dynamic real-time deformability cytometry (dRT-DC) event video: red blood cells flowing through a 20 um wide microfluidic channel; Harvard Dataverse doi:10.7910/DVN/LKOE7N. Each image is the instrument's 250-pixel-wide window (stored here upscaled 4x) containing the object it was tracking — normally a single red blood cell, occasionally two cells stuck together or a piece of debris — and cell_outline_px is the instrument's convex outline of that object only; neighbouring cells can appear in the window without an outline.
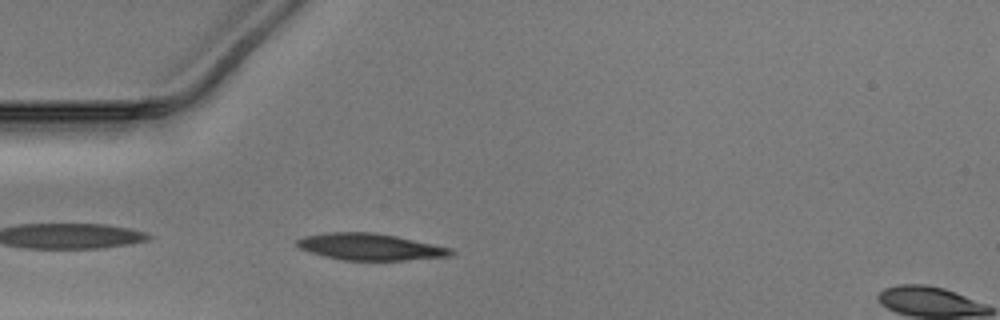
{"species": "Egyptian fruit bat (a non-hibernating species)", "species_latin": "Rousettus aegyptiacus", "temperature_condition": "warm", "stored_images_in_passage": 10, "camera_frame_rate_fps": 3000, "um_per_image_px": 0.085, "animal": {"sex": "male"}, "frame": {"image": 1, "passage_image": 2, "time_ms": 0.333, "image_size_px": [1000, 320], "cell_outline_px": [[456, 252], [452, 256], [404, 260], [344, 260], [324, 256], [300, 248], [296, 244], [296, 240], [304, 236], [324, 232], [376, 232], [396, 236], [452, 248]], "centroid_in_image_um": [31.48, 20.97], "position_along_channel_um": 53.5, "area_um2": 23.93}}
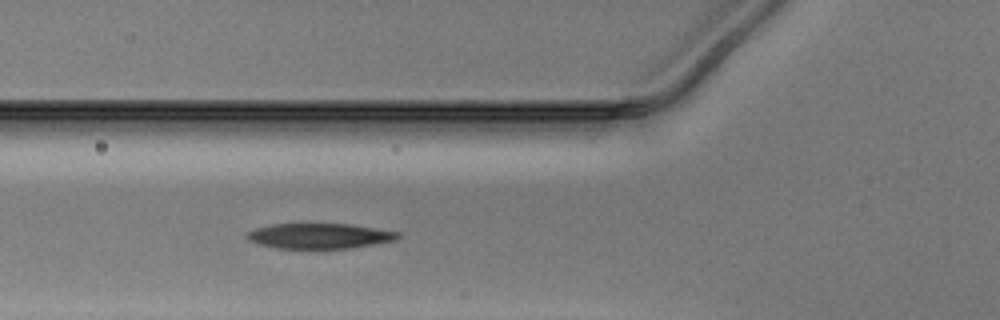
{"frame": {"image": 2, "passage_image": 6, "time_ms": 1.667, "image_size_px": [1000, 320], "cell_outline_px": [[400, 236], [396, 240], [352, 248], [276, 248], [260, 244], [248, 240], [244, 236], [248, 232], [256, 228], [272, 224], [352, 224], [400, 232]], "centroid_in_image_um": [27.17, 20.05], "position_along_channel_um": 98.6, "area_um2": 22.2}}
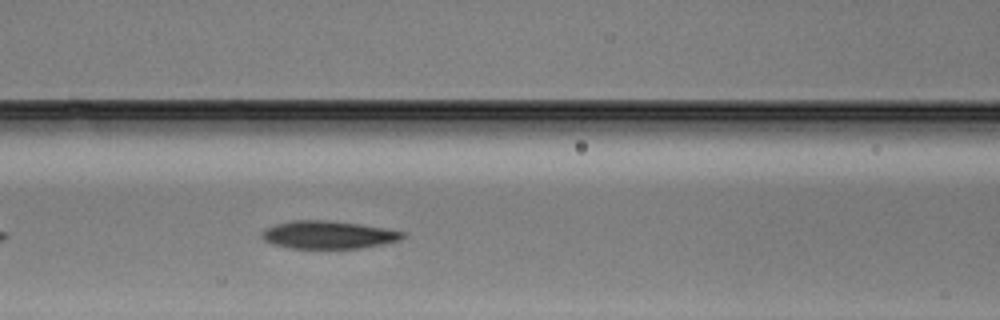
{"frame": {"image": 3, "passage_image": 9, "time_ms": 2.667, "image_size_px": [1000, 320], "cell_outline_px": [[408, 236], [400, 240], [360, 248], [292, 248], [272, 244], [264, 240], [260, 236], [260, 232], [264, 228], [276, 224], [292, 220], [328, 220], [360, 224], [388, 228], [408, 232]], "centroid_in_image_um": [27.93, 19.94], "position_along_channel_um": 138.7, "area_um2": 23.12}}